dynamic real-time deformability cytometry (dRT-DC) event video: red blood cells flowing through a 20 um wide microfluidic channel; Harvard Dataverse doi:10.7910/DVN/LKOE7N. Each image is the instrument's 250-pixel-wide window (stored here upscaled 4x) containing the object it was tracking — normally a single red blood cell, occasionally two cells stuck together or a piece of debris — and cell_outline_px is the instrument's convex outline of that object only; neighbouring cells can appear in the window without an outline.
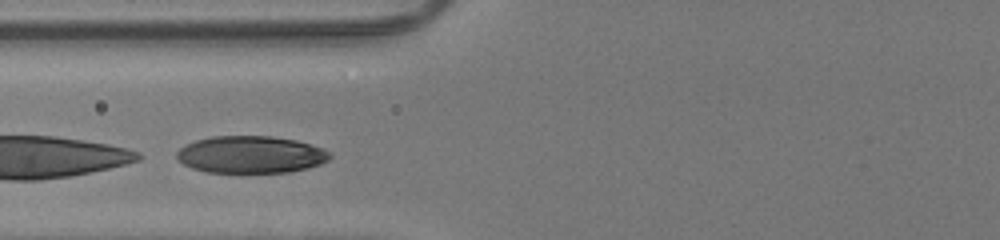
{"species": "human", "species_latin": "Homo sapiens", "temperature_condition": "room temperature", "stored_images_in_passage": 31, "camera_frame_rate_fps": 3000, "um_per_image_px": 0.085, "donor": {"sex": "male"}, "frame": {"image": 1, "passage_image": 10, "time_ms": 3.0, "image_size_px": [1000, 240], "cell_outline_px": [[332, 156], [328, 160], [320, 164], [288, 172], [208, 172], [192, 168], [184, 164], [176, 156], [176, 152], [180, 148], [196, 140], [212, 136], [272, 136], [296, 140], [320, 148], [328, 152]], "centroid_in_image_um": [21.29, 13.13], "position_along_channel_um": 104.5, "area_um2": 32.77}}
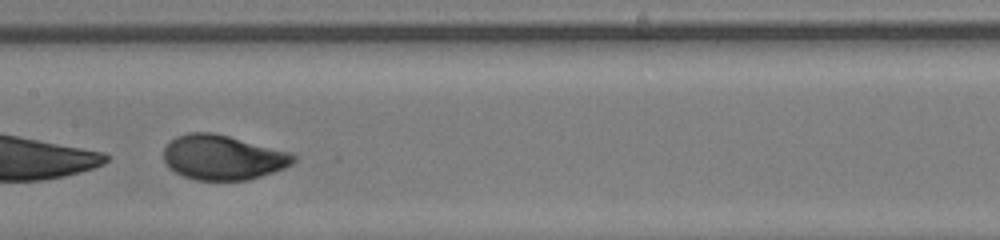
{"frame": {"image": 2, "passage_image": 16, "time_ms": 5.0, "image_size_px": [1000, 240], "cell_outline_px": [[296, 160], [292, 164], [284, 168], [248, 180], [196, 180], [184, 176], [176, 172], [164, 160], [164, 148], [176, 136], [188, 132], [212, 132], [228, 136], [288, 152], [296, 156]], "centroid_in_image_um": [18.93, 13.38], "position_along_channel_um": 188.5, "area_um2": 33.41}}
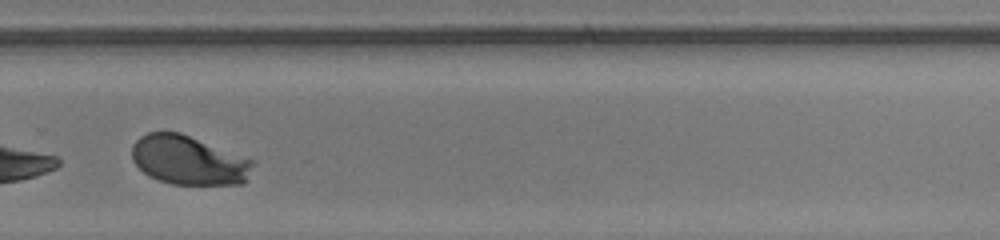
{"frame": {"image": 3, "passage_image": 25, "time_ms": 8.0, "image_size_px": [1000, 240], "cell_outline_px": [[252, 164], [244, 184], [172, 184], [148, 176], [132, 160], [132, 144], [140, 136], [148, 132], [180, 132], [252, 160]], "centroid_in_image_um": [15.97, 13.62], "position_along_channel_um": 313.8, "area_um2": 34.1}, "authors_computed_cell_mechanics": {"area_um2": 34.7956, "velocity_mm_per_s": 4.1942, "shape_relaxation_time_tau1_ms": 1.9254, "shape_relaxation_time_tau2_ms": null, "deformation_change_tau1": 0.1436, "deformation_change_tau2": null}}